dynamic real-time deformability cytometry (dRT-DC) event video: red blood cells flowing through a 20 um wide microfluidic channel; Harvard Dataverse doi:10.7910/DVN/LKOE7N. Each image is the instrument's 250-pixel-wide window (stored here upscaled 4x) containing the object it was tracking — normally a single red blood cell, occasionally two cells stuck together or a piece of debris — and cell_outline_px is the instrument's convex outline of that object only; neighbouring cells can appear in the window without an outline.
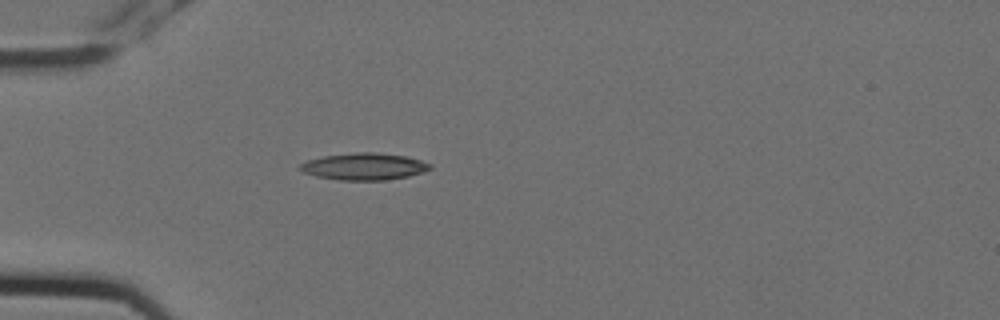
{"species": "Egyptian fruit bat (a non-hibernating species)", "species_latin": "Rousettus aegyptiacus", "temperature_condition": "cold", "stored_images_in_passage": 1, "camera_frame_rate_fps": 3000, "um_per_image_px": 0.085, "animal": {"sex": "female"}, "frame": {"image": 1, "passage_image": 1, "time_ms": 0.0, "image_size_px": [1000, 320], "cell_outline_px": [[432, 168], [424, 172], [408, 176], [384, 180], [340, 180], [316, 176], [304, 172], [296, 168], [300, 164], [308, 160], [324, 156], [356, 152], [372, 152], [404, 156], [420, 160], [432, 164]], "centroid_in_image_um": [30.94, 14.15], "position_along_channel_um": 54.1, "area_um2": 20.29}}